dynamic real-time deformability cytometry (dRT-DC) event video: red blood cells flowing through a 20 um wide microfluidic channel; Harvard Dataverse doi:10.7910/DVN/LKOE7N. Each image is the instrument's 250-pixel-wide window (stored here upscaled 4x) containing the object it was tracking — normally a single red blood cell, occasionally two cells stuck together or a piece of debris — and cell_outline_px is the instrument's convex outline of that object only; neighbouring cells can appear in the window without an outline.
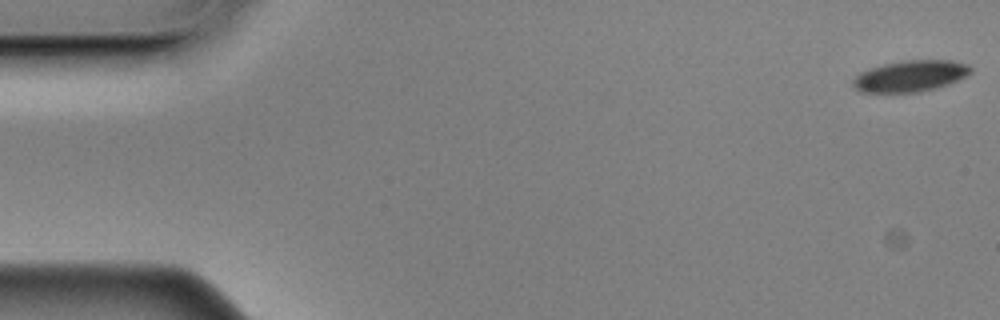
{"species": "Egyptian fruit bat (a non-hibernating species)", "species_latin": "Rousettus aegyptiacus", "temperature_condition": "cold", "stored_images_in_passage": 15, "camera_frame_rate_fps": 3000, "um_per_image_px": 0.085, "animal": {"sex": "male"}, "frame": {"image": 1, "passage_image": 1, "time_ms": 0.0, "image_size_px": [1000, 320], "cell_outline_px": [[972, 72], [948, 84], [936, 88], [920, 92], [860, 92], [852, 84], [852, 80], [860, 72], [872, 68], [888, 64], [912, 60], [952, 60], [968, 64], [972, 68]], "centroid_in_image_um": [77.4, 6.47], "position_along_channel_um": 7.6, "area_um2": 21.1}}
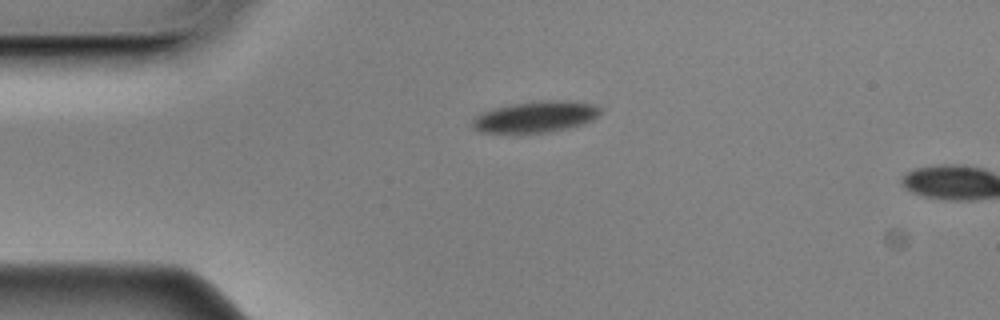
{"frame": {"image": 2, "passage_image": 13, "time_ms": 4.0, "image_size_px": [1000, 320], "cell_outline_px": [[600, 112], [592, 120], [584, 124], [568, 128], [548, 132], [480, 132], [472, 128], [472, 120], [476, 116], [484, 112], [496, 108], [516, 104], [592, 104], [600, 108]], "centroid_in_image_um": [45.44, 10.01], "position_along_channel_um": 39.6, "area_um2": 21.39}}